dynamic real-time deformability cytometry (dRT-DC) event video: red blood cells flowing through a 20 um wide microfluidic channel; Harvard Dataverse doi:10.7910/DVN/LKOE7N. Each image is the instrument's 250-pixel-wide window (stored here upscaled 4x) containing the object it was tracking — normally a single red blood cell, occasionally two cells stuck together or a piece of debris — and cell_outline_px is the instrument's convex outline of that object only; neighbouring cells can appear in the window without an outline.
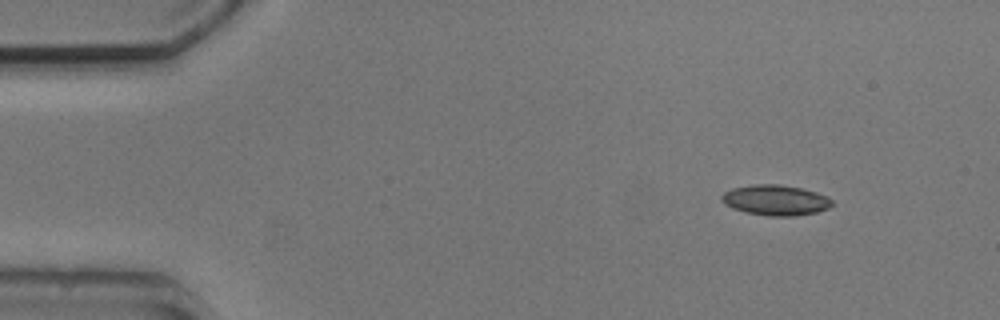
{"species": "common noctule bat (a hibernating species)", "species_latin": "Nyctalus noctula", "temperature_condition": "cold", "stored_images_in_passage": 8, "camera_frame_rate_fps": 3000, "um_per_image_px": 0.085, "animal": {"sex": "male", "body_mass_g": 20.5, "forearm_length_mm": 52.5}, "frame": {"image": 1, "passage_image": 1, "time_ms": 0.0, "image_size_px": [1000, 320], "cell_outline_px": [[832, 204], [828, 208], [816, 212], [796, 216], [768, 216], [744, 212], [732, 208], [724, 204], [720, 200], [720, 196], [724, 192], [732, 188], [756, 184], [780, 184], [800, 188], [816, 192], [828, 196], [832, 200]], "centroid_in_image_um": [65.89, 17.01], "position_along_channel_um": 19.1, "area_um2": 19.71}}
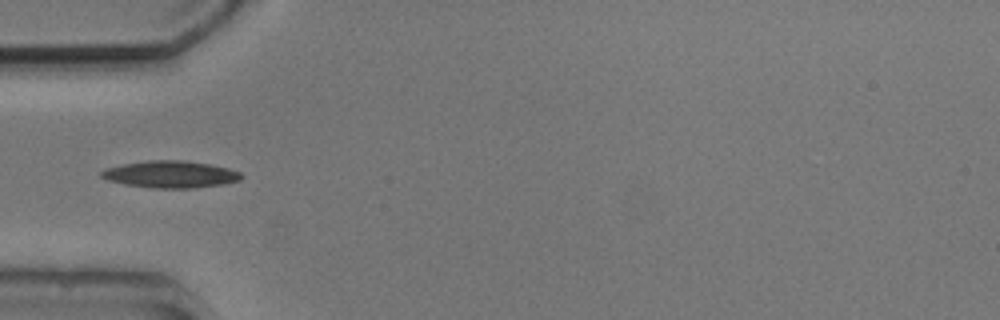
{"frame": {"image": 2, "passage_image": 4, "time_ms": 3.667, "image_size_px": [1000, 320], "cell_outline_px": [[244, 176], [240, 180], [220, 184], [196, 188], [156, 188], [124, 184], [108, 180], [100, 176], [100, 172], [104, 168], [124, 164], [148, 160], [184, 160], [208, 164], [228, 168], [240, 172]], "centroid_in_image_um": [14.48, 14.81], "position_along_channel_um": 70.5, "area_um2": 21.91}}
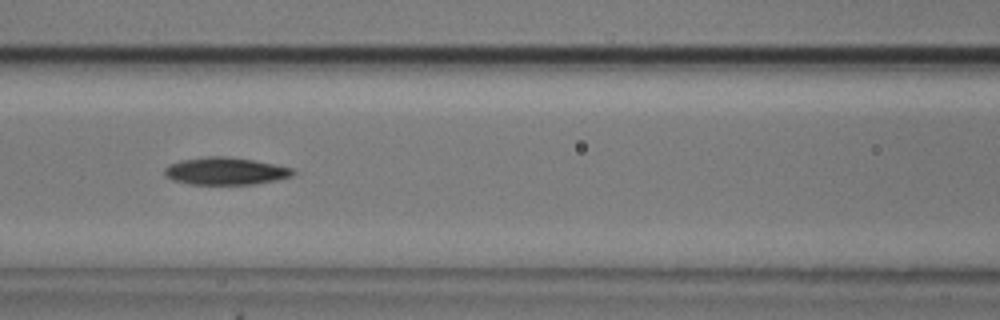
{"frame": {"image": 3, "passage_image": 6, "time_ms": 5.667, "image_size_px": [1000, 320], "cell_outline_px": [[296, 172], [292, 176], [276, 180], [256, 184], [188, 184], [172, 180], [164, 176], [164, 168], [168, 164], [180, 160], [208, 156], [224, 156], [252, 160], [292, 168]], "centroid_in_image_um": [19.11, 14.55], "position_along_channel_um": 147.5, "area_um2": 20.52}}